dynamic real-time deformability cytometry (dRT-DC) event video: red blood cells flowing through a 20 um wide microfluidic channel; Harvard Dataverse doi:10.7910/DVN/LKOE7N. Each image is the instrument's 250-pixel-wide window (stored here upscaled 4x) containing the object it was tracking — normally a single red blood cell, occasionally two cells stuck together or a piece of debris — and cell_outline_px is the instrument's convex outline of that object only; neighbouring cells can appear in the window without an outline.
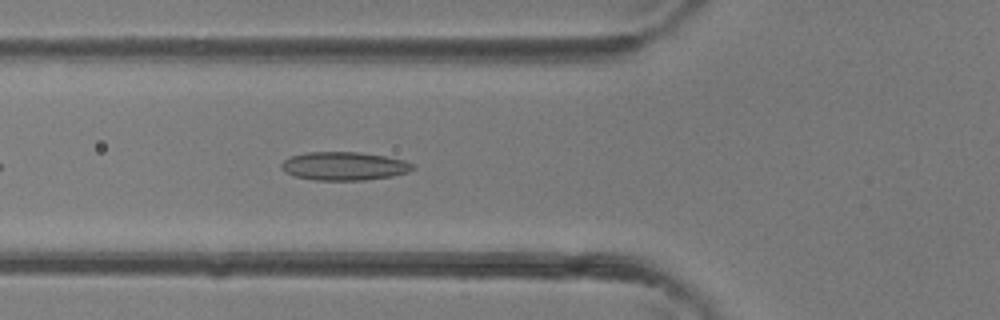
{"species": "common noctule bat (a hibernating species)", "species_latin": "Nyctalus noctula", "temperature_condition": "room temperature", "stored_images_in_passage": 29, "camera_frame_rate_fps": 3000, "um_per_image_px": 0.085, "animal": {"sex": "female"}, "frame": {"image": 1, "passage_image": 5, "time_ms": 1.333, "image_size_px": [1000, 320], "cell_outline_px": [[416, 168], [408, 172], [392, 176], [364, 180], [316, 180], [296, 176], [284, 172], [280, 168], [280, 164], [284, 160], [292, 156], [308, 152], [360, 152], [384, 156], [404, 160], [416, 164]], "centroid_in_image_um": [29.28, 14.11], "position_along_channel_um": 96.5, "area_um2": 21.79}}
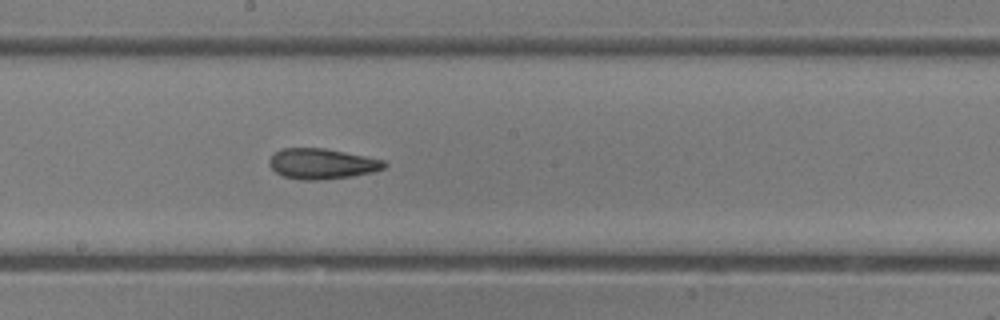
{"frame": {"image": 2, "passage_image": 12, "time_ms": 3.667, "image_size_px": [1000, 320], "cell_outline_px": [[388, 164], [384, 168], [372, 172], [352, 176], [316, 180], [304, 180], [284, 176], [276, 172], [268, 164], [268, 160], [280, 148], [324, 148], [384, 160]], "centroid_in_image_um": [27.35, 13.91], "position_along_channel_um": 220.8, "area_um2": 20.23}}
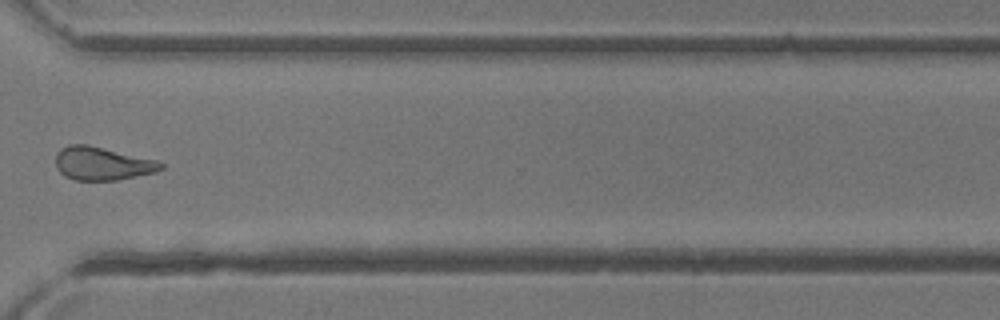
{"frame": {"image": 3, "passage_image": 20, "time_ms": 6.333, "image_size_px": [1000, 320], "cell_outline_px": [[164, 168], [156, 172], [120, 180], [76, 180], [64, 176], [56, 168], [56, 152], [60, 148], [68, 144], [88, 144], [156, 160], [164, 164]], "centroid_in_image_um": [8.68, 13.9], "position_along_channel_um": 361.9, "area_um2": 20.58}}